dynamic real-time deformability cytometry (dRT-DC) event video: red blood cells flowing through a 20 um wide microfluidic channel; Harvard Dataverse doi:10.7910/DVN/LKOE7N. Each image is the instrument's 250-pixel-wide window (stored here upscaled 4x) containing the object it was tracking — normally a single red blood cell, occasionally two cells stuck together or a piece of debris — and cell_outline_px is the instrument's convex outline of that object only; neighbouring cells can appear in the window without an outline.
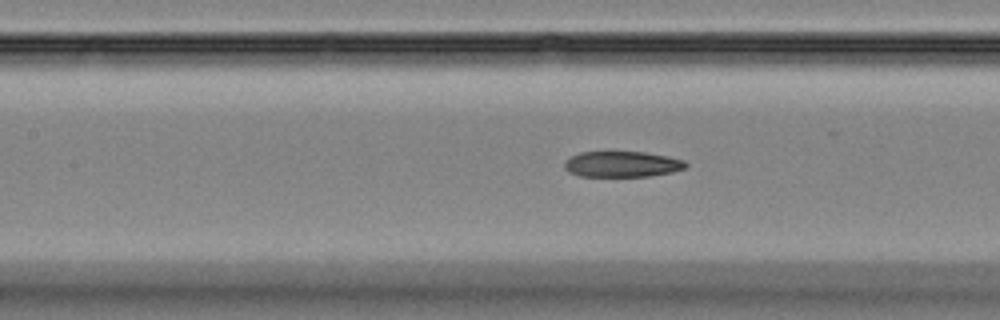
{"species": "Egyptian fruit bat (a non-hibernating species)", "species_latin": "Rousettus aegyptiacus", "temperature_condition": "room temperature", "stored_images_in_passage": 34, "camera_frame_rate_fps": 3000, "um_per_image_px": 0.085, "animal": {"sex": "female"}, "frame": {"image": 1, "passage_image": 6, "time_ms": 1.667, "image_size_px": [1000, 320], "cell_outline_px": [[688, 168], [672, 172], [648, 176], [580, 176], [568, 172], [564, 168], [564, 160], [580, 152], [644, 152], [668, 156], [684, 160], [688, 164]], "centroid_in_image_um": [52.89, 13.95], "position_along_channel_um": 154.5, "area_um2": 18.32}}
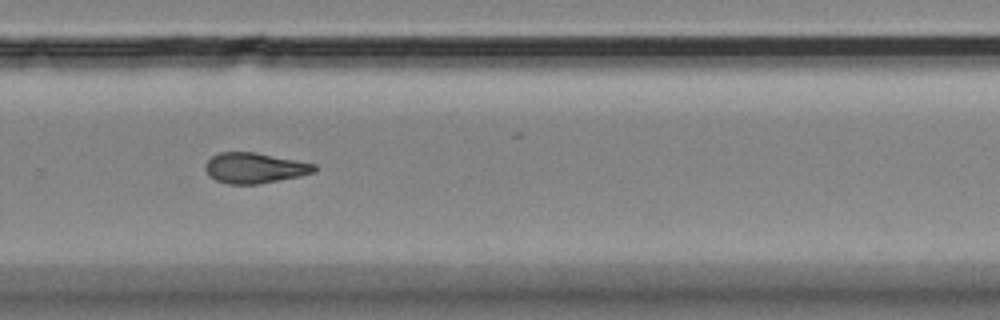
{"frame": {"image": 2, "passage_image": 18, "time_ms": 5.667, "image_size_px": [1000, 320], "cell_outline_px": [[316, 172], [300, 176], [260, 184], [228, 184], [216, 180], [208, 176], [204, 168], [204, 164], [212, 156], [220, 152], [256, 152], [316, 164]], "centroid_in_image_um": [21.63, 14.28], "position_along_channel_um": 308.2, "area_um2": 19.54}}
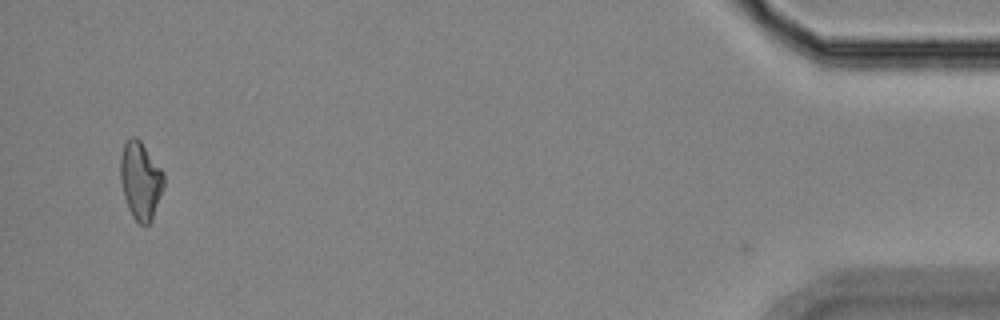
{"frame": {"image": 3, "passage_image": 33, "time_ms": 10.667, "image_size_px": [1000, 320], "cell_outline_px": [[164, 188], [152, 220], [148, 224], [140, 224], [132, 216], [128, 208], [124, 196], [120, 180], [120, 156], [124, 144], [132, 136], [136, 136], [140, 140], [164, 172]], "centroid_in_image_um": [11.95, 15.34], "position_along_channel_um": 423.2, "area_um2": 19.77}, "authors_computed_cell_mechanics": {"area_um2": 19.3052, "velocity_mm_per_s": 3.8442, "shape_relaxation_time_tau1_ms": null, "shape_relaxation_time_tau2_ms": 2.1669, "deformation_change_tau1": null, "deformation_change_tau2": 0.0932}}